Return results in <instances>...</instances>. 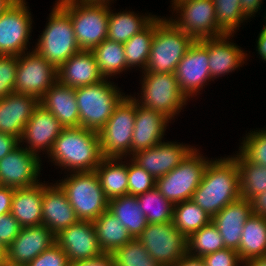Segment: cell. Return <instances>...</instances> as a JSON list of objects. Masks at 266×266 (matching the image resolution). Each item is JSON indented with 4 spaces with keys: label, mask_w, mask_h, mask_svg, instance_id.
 I'll use <instances>...</instances> for the list:
<instances>
[{
    "label": "cell",
    "mask_w": 266,
    "mask_h": 266,
    "mask_svg": "<svg viewBox=\"0 0 266 266\" xmlns=\"http://www.w3.org/2000/svg\"><path fill=\"white\" fill-rule=\"evenodd\" d=\"M230 36L234 35L225 34L216 38H208L209 72L213 81L219 76L228 75L242 67L248 57L240 46L230 42Z\"/></svg>",
    "instance_id": "obj_26"
},
{
    "label": "cell",
    "mask_w": 266,
    "mask_h": 266,
    "mask_svg": "<svg viewBox=\"0 0 266 266\" xmlns=\"http://www.w3.org/2000/svg\"><path fill=\"white\" fill-rule=\"evenodd\" d=\"M19 145V139L14 135L0 132V159Z\"/></svg>",
    "instance_id": "obj_49"
},
{
    "label": "cell",
    "mask_w": 266,
    "mask_h": 266,
    "mask_svg": "<svg viewBox=\"0 0 266 266\" xmlns=\"http://www.w3.org/2000/svg\"><path fill=\"white\" fill-rule=\"evenodd\" d=\"M56 3L70 16L81 50H92L107 39L109 5L79 0H57Z\"/></svg>",
    "instance_id": "obj_6"
},
{
    "label": "cell",
    "mask_w": 266,
    "mask_h": 266,
    "mask_svg": "<svg viewBox=\"0 0 266 266\" xmlns=\"http://www.w3.org/2000/svg\"><path fill=\"white\" fill-rule=\"evenodd\" d=\"M196 147L172 171L156 180V188L173 205L191 200L201 183L209 159L200 154Z\"/></svg>",
    "instance_id": "obj_10"
},
{
    "label": "cell",
    "mask_w": 266,
    "mask_h": 266,
    "mask_svg": "<svg viewBox=\"0 0 266 266\" xmlns=\"http://www.w3.org/2000/svg\"><path fill=\"white\" fill-rule=\"evenodd\" d=\"M93 225L100 249L104 253H112L133 239L122 222L108 210L95 219Z\"/></svg>",
    "instance_id": "obj_32"
},
{
    "label": "cell",
    "mask_w": 266,
    "mask_h": 266,
    "mask_svg": "<svg viewBox=\"0 0 266 266\" xmlns=\"http://www.w3.org/2000/svg\"><path fill=\"white\" fill-rule=\"evenodd\" d=\"M39 104L37 98L16 92L0 99V132L20 139L25 125Z\"/></svg>",
    "instance_id": "obj_22"
},
{
    "label": "cell",
    "mask_w": 266,
    "mask_h": 266,
    "mask_svg": "<svg viewBox=\"0 0 266 266\" xmlns=\"http://www.w3.org/2000/svg\"><path fill=\"white\" fill-rule=\"evenodd\" d=\"M65 252L55 243L51 248L43 251L27 266H69Z\"/></svg>",
    "instance_id": "obj_46"
},
{
    "label": "cell",
    "mask_w": 266,
    "mask_h": 266,
    "mask_svg": "<svg viewBox=\"0 0 266 266\" xmlns=\"http://www.w3.org/2000/svg\"><path fill=\"white\" fill-rule=\"evenodd\" d=\"M83 3H89V4H105V5H110V3L113 0H79Z\"/></svg>",
    "instance_id": "obj_57"
},
{
    "label": "cell",
    "mask_w": 266,
    "mask_h": 266,
    "mask_svg": "<svg viewBox=\"0 0 266 266\" xmlns=\"http://www.w3.org/2000/svg\"><path fill=\"white\" fill-rule=\"evenodd\" d=\"M241 197L238 164L231 156L210 159L191 200L211 218Z\"/></svg>",
    "instance_id": "obj_1"
},
{
    "label": "cell",
    "mask_w": 266,
    "mask_h": 266,
    "mask_svg": "<svg viewBox=\"0 0 266 266\" xmlns=\"http://www.w3.org/2000/svg\"><path fill=\"white\" fill-rule=\"evenodd\" d=\"M18 56L0 55V99L15 92Z\"/></svg>",
    "instance_id": "obj_44"
},
{
    "label": "cell",
    "mask_w": 266,
    "mask_h": 266,
    "mask_svg": "<svg viewBox=\"0 0 266 266\" xmlns=\"http://www.w3.org/2000/svg\"><path fill=\"white\" fill-rule=\"evenodd\" d=\"M39 37L36 47L32 49L56 69L81 50L75 38L70 16L57 3L52 8L48 23Z\"/></svg>",
    "instance_id": "obj_5"
},
{
    "label": "cell",
    "mask_w": 266,
    "mask_h": 266,
    "mask_svg": "<svg viewBox=\"0 0 266 266\" xmlns=\"http://www.w3.org/2000/svg\"><path fill=\"white\" fill-rule=\"evenodd\" d=\"M263 0H240L241 10L249 19L261 10Z\"/></svg>",
    "instance_id": "obj_52"
},
{
    "label": "cell",
    "mask_w": 266,
    "mask_h": 266,
    "mask_svg": "<svg viewBox=\"0 0 266 266\" xmlns=\"http://www.w3.org/2000/svg\"><path fill=\"white\" fill-rule=\"evenodd\" d=\"M161 266H174L187 254V237L170 223H148L137 238Z\"/></svg>",
    "instance_id": "obj_11"
},
{
    "label": "cell",
    "mask_w": 266,
    "mask_h": 266,
    "mask_svg": "<svg viewBox=\"0 0 266 266\" xmlns=\"http://www.w3.org/2000/svg\"><path fill=\"white\" fill-rule=\"evenodd\" d=\"M124 158L103 157L95 172L99 178L101 188L110 200L128 195L127 161Z\"/></svg>",
    "instance_id": "obj_29"
},
{
    "label": "cell",
    "mask_w": 266,
    "mask_h": 266,
    "mask_svg": "<svg viewBox=\"0 0 266 266\" xmlns=\"http://www.w3.org/2000/svg\"><path fill=\"white\" fill-rule=\"evenodd\" d=\"M211 221L212 218L192 200L177 203L173 207L174 227L186 237Z\"/></svg>",
    "instance_id": "obj_36"
},
{
    "label": "cell",
    "mask_w": 266,
    "mask_h": 266,
    "mask_svg": "<svg viewBox=\"0 0 266 266\" xmlns=\"http://www.w3.org/2000/svg\"><path fill=\"white\" fill-rule=\"evenodd\" d=\"M236 154L232 157L238 164L240 195L251 200L266 191V166L248 161L239 151Z\"/></svg>",
    "instance_id": "obj_34"
},
{
    "label": "cell",
    "mask_w": 266,
    "mask_h": 266,
    "mask_svg": "<svg viewBox=\"0 0 266 266\" xmlns=\"http://www.w3.org/2000/svg\"><path fill=\"white\" fill-rule=\"evenodd\" d=\"M118 88L106 78L92 85L75 88L79 126L99 132L126 96Z\"/></svg>",
    "instance_id": "obj_4"
},
{
    "label": "cell",
    "mask_w": 266,
    "mask_h": 266,
    "mask_svg": "<svg viewBox=\"0 0 266 266\" xmlns=\"http://www.w3.org/2000/svg\"><path fill=\"white\" fill-rule=\"evenodd\" d=\"M14 192L15 188L0 186V216L10 213Z\"/></svg>",
    "instance_id": "obj_50"
},
{
    "label": "cell",
    "mask_w": 266,
    "mask_h": 266,
    "mask_svg": "<svg viewBox=\"0 0 266 266\" xmlns=\"http://www.w3.org/2000/svg\"><path fill=\"white\" fill-rule=\"evenodd\" d=\"M174 266H205L202 257L185 254Z\"/></svg>",
    "instance_id": "obj_54"
},
{
    "label": "cell",
    "mask_w": 266,
    "mask_h": 266,
    "mask_svg": "<svg viewBox=\"0 0 266 266\" xmlns=\"http://www.w3.org/2000/svg\"><path fill=\"white\" fill-rule=\"evenodd\" d=\"M141 78V99H137L135 95L133 97L140 106L153 109L174 120V116L188 104L174 73H142Z\"/></svg>",
    "instance_id": "obj_8"
},
{
    "label": "cell",
    "mask_w": 266,
    "mask_h": 266,
    "mask_svg": "<svg viewBox=\"0 0 266 266\" xmlns=\"http://www.w3.org/2000/svg\"><path fill=\"white\" fill-rule=\"evenodd\" d=\"M222 249L223 238L212 221L187 237V254L191 256L203 257Z\"/></svg>",
    "instance_id": "obj_39"
},
{
    "label": "cell",
    "mask_w": 266,
    "mask_h": 266,
    "mask_svg": "<svg viewBox=\"0 0 266 266\" xmlns=\"http://www.w3.org/2000/svg\"><path fill=\"white\" fill-rule=\"evenodd\" d=\"M63 128L58 119L39 104L25 125L19 144L26 143L25 148L38 157L40 152L49 154Z\"/></svg>",
    "instance_id": "obj_19"
},
{
    "label": "cell",
    "mask_w": 266,
    "mask_h": 266,
    "mask_svg": "<svg viewBox=\"0 0 266 266\" xmlns=\"http://www.w3.org/2000/svg\"><path fill=\"white\" fill-rule=\"evenodd\" d=\"M136 197L148 223H170L173 221L174 205L156 187Z\"/></svg>",
    "instance_id": "obj_38"
},
{
    "label": "cell",
    "mask_w": 266,
    "mask_h": 266,
    "mask_svg": "<svg viewBox=\"0 0 266 266\" xmlns=\"http://www.w3.org/2000/svg\"><path fill=\"white\" fill-rule=\"evenodd\" d=\"M243 266H266V255L249 259Z\"/></svg>",
    "instance_id": "obj_55"
},
{
    "label": "cell",
    "mask_w": 266,
    "mask_h": 266,
    "mask_svg": "<svg viewBox=\"0 0 266 266\" xmlns=\"http://www.w3.org/2000/svg\"><path fill=\"white\" fill-rule=\"evenodd\" d=\"M40 105L51 112L64 128L79 127L75 88L65 86L57 80L40 100Z\"/></svg>",
    "instance_id": "obj_27"
},
{
    "label": "cell",
    "mask_w": 266,
    "mask_h": 266,
    "mask_svg": "<svg viewBox=\"0 0 266 266\" xmlns=\"http://www.w3.org/2000/svg\"><path fill=\"white\" fill-rule=\"evenodd\" d=\"M169 118L161 113L144 108L136 102L134 130L131 142V156L138 151L154 147L164 138Z\"/></svg>",
    "instance_id": "obj_23"
},
{
    "label": "cell",
    "mask_w": 266,
    "mask_h": 266,
    "mask_svg": "<svg viewBox=\"0 0 266 266\" xmlns=\"http://www.w3.org/2000/svg\"><path fill=\"white\" fill-rule=\"evenodd\" d=\"M47 156L69 173L95 171L103 159L99 133L80 126L63 128Z\"/></svg>",
    "instance_id": "obj_2"
},
{
    "label": "cell",
    "mask_w": 266,
    "mask_h": 266,
    "mask_svg": "<svg viewBox=\"0 0 266 266\" xmlns=\"http://www.w3.org/2000/svg\"><path fill=\"white\" fill-rule=\"evenodd\" d=\"M111 254L115 266H161L149 255L137 238L115 249Z\"/></svg>",
    "instance_id": "obj_40"
},
{
    "label": "cell",
    "mask_w": 266,
    "mask_h": 266,
    "mask_svg": "<svg viewBox=\"0 0 266 266\" xmlns=\"http://www.w3.org/2000/svg\"><path fill=\"white\" fill-rule=\"evenodd\" d=\"M205 266H239L244 265L237 250L225 248L202 257Z\"/></svg>",
    "instance_id": "obj_45"
},
{
    "label": "cell",
    "mask_w": 266,
    "mask_h": 266,
    "mask_svg": "<svg viewBox=\"0 0 266 266\" xmlns=\"http://www.w3.org/2000/svg\"><path fill=\"white\" fill-rule=\"evenodd\" d=\"M185 1H188V0H172V10L178 5L180 4L181 2H185Z\"/></svg>",
    "instance_id": "obj_60"
},
{
    "label": "cell",
    "mask_w": 266,
    "mask_h": 266,
    "mask_svg": "<svg viewBox=\"0 0 266 266\" xmlns=\"http://www.w3.org/2000/svg\"><path fill=\"white\" fill-rule=\"evenodd\" d=\"M69 266H115V264L112 254L103 252L94 258L74 261Z\"/></svg>",
    "instance_id": "obj_48"
},
{
    "label": "cell",
    "mask_w": 266,
    "mask_h": 266,
    "mask_svg": "<svg viewBox=\"0 0 266 266\" xmlns=\"http://www.w3.org/2000/svg\"><path fill=\"white\" fill-rule=\"evenodd\" d=\"M155 18L150 55L142 73H174L187 49L195 41L169 18Z\"/></svg>",
    "instance_id": "obj_3"
},
{
    "label": "cell",
    "mask_w": 266,
    "mask_h": 266,
    "mask_svg": "<svg viewBox=\"0 0 266 266\" xmlns=\"http://www.w3.org/2000/svg\"><path fill=\"white\" fill-rule=\"evenodd\" d=\"M155 33V19L142 31L135 34L124 45L126 66L139 67L145 70L151 50V43Z\"/></svg>",
    "instance_id": "obj_37"
},
{
    "label": "cell",
    "mask_w": 266,
    "mask_h": 266,
    "mask_svg": "<svg viewBox=\"0 0 266 266\" xmlns=\"http://www.w3.org/2000/svg\"><path fill=\"white\" fill-rule=\"evenodd\" d=\"M177 18H169L179 29L194 40L216 38L226 33L218 26L213 0H188L174 9ZM173 18V19H172Z\"/></svg>",
    "instance_id": "obj_14"
},
{
    "label": "cell",
    "mask_w": 266,
    "mask_h": 266,
    "mask_svg": "<svg viewBox=\"0 0 266 266\" xmlns=\"http://www.w3.org/2000/svg\"><path fill=\"white\" fill-rule=\"evenodd\" d=\"M31 51L18 56L15 92L40 101L58 80V70L35 50Z\"/></svg>",
    "instance_id": "obj_13"
},
{
    "label": "cell",
    "mask_w": 266,
    "mask_h": 266,
    "mask_svg": "<svg viewBox=\"0 0 266 266\" xmlns=\"http://www.w3.org/2000/svg\"><path fill=\"white\" fill-rule=\"evenodd\" d=\"M238 253L243 262L266 255V217L251 214L246 220Z\"/></svg>",
    "instance_id": "obj_33"
},
{
    "label": "cell",
    "mask_w": 266,
    "mask_h": 266,
    "mask_svg": "<svg viewBox=\"0 0 266 266\" xmlns=\"http://www.w3.org/2000/svg\"><path fill=\"white\" fill-rule=\"evenodd\" d=\"M0 266H26V265L14 263L5 258L4 260L0 261Z\"/></svg>",
    "instance_id": "obj_58"
},
{
    "label": "cell",
    "mask_w": 266,
    "mask_h": 266,
    "mask_svg": "<svg viewBox=\"0 0 266 266\" xmlns=\"http://www.w3.org/2000/svg\"><path fill=\"white\" fill-rule=\"evenodd\" d=\"M6 258V247L0 242V261Z\"/></svg>",
    "instance_id": "obj_59"
},
{
    "label": "cell",
    "mask_w": 266,
    "mask_h": 266,
    "mask_svg": "<svg viewBox=\"0 0 266 266\" xmlns=\"http://www.w3.org/2000/svg\"><path fill=\"white\" fill-rule=\"evenodd\" d=\"M78 221L66 192L58 182L52 185L43 183L42 225L47 226L56 235Z\"/></svg>",
    "instance_id": "obj_21"
},
{
    "label": "cell",
    "mask_w": 266,
    "mask_h": 266,
    "mask_svg": "<svg viewBox=\"0 0 266 266\" xmlns=\"http://www.w3.org/2000/svg\"><path fill=\"white\" fill-rule=\"evenodd\" d=\"M157 15H138L133 11L114 13L109 5L107 39L124 44L135 34L145 29Z\"/></svg>",
    "instance_id": "obj_30"
},
{
    "label": "cell",
    "mask_w": 266,
    "mask_h": 266,
    "mask_svg": "<svg viewBox=\"0 0 266 266\" xmlns=\"http://www.w3.org/2000/svg\"><path fill=\"white\" fill-rule=\"evenodd\" d=\"M190 146L163 140L154 147L136 152L129 158L157 180L172 171L188 156L194 149Z\"/></svg>",
    "instance_id": "obj_17"
},
{
    "label": "cell",
    "mask_w": 266,
    "mask_h": 266,
    "mask_svg": "<svg viewBox=\"0 0 266 266\" xmlns=\"http://www.w3.org/2000/svg\"><path fill=\"white\" fill-rule=\"evenodd\" d=\"M266 15V13H265ZM266 19V16H265ZM266 22V20H264ZM257 47H256V51H258V55H260L259 57L266 61V24L263 25L258 37H257Z\"/></svg>",
    "instance_id": "obj_53"
},
{
    "label": "cell",
    "mask_w": 266,
    "mask_h": 266,
    "mask_svg": "<svg viewBox=\"0 0 266 266\" xmlns=\"http://www.w3.org/2000/svg\"><path fill=\"white\" fill-rule=\"evenodd\" d=\"M243 139L239 152L248 161L266 166V129L250 131Z\"/></svg>",
    "instance_id": "obj_42"
},
{
    "label": "cell",
    "mask_w": 266,
    "mask_h": 266,
    "mask_svg": "<svg viewBox=\"0 0 266 266\" xmlns=\"http://www.w3.org/2000/svg\"><path fill=\"white\" fill-rule=\"evenodd\" d=\"M57 70L58 81L71 88L92 85L105 79L91 50H80Z\"/></svg>",
    "instance_id": "obj_25"
},
{
    "label": "cell",
    "mask_w": 266,
    "mask_h": 266,
    "mask_svg": "<svg viewBox=\"0 0 266 266\" xmlns=\"http://www.w3.org/2000/svg\"><path fill=\"white\" fill-rule=\"evenodd\" d=\"M56 244L65 252L69 263L97 257L100 249L92 221L79 220L55 235Z\"/></svg>",
    "instance_id": "obj_18"
},
{
    "label": "cell",
    "mask_w": 266,
    "mask_h": 266,
    "mask_svg": "<svg viewBox=\"0 0 266 266\" xmlns=\"http://www.w3.org/2000/svg\"><path fill=\"white\" fill-rule=\"evenodd\" d=\"M43 183L15 188L10 213L21 227L42 225Z\"/></svg>",
    "instance_id": "obj_28"
},
{
    "label": "cell",
    "mask_w": 266,
    "mask_h": 266,
    "mask_svg": "<svg viewBox=\"0 0 266 266\" xmlns=\"http://www.w3.org/2000/svg\"><path fill=\"white\" fill-rule=\"evenodd\" d=\"M108 211L122 222L132 238H138L148 224L136 196L124 195L110 199Z\"/></svg>",
    "instance_id": "obj_31"
},
{
    "label": "cell",
    "mask_w": 266,
    "mask_h": 266,
    "mask_svg": "<svg viewBox=\"0 0 266 266\" xmlns=\"http://www.w3.org/2000/svg\"><path fill=\"white\" fill-rule=\"evenodd\" d=\"M16 0H0V15Z\"/></svg>",
    "instance_id": "obj_56"
},
{
    "label": "cell",
    "mask_w": 266,
    "mask_h": 266,
    "mask_svg": "<svg viewBox=\"0 0 266 266\" xmlns=\"http://www.w3.org/2000/svg\"><path fill=\"white\" fill-rule=\"evenodd\" d=\"M128 195L138 196L156 187L155 178L131 158L127 163Z\"/></svg>",
    "instance_id": "obj_43"
},
{
    "label": "cell",
    "mask_w": 266,
    "mask_h": 266,
    "mask_svg": "<svg viewBox=\"0 0 266 266\" xmlns=\"http://www.w3.org/2000/svg\"><path fill=\"white\" fill-rule=\"evenodd\" d=\"M252 214L266 217V191L259 193L251 200Z\"/></svg>",
    "instance_id": "obj_51"
},
{
    "label": "cell",
    "mask_w": 266,
    "mask_h": 266,
    "mask_svg": "<svg viewBox=\"0 0 266 266\" xmlns=\"http://www.w3.org/2000/svg\"><path fill=\"white\" fill-rule=\"evenodd\" d=\"M136 114V101L126 95L115 107L112 116L98 132L103 157H131V142Z\"/></svg>",
    "instance_id": "obj_9"
},
{
    "label": "cell",
    "mask_w": 266,
    "mask_h": 266,
    "mask_svg": "<svg viewBox=\"0 0 266 266\" xmlns=\"http://www.w3.org/2000/svg\"><path fill=\"white\" fill-rule=\"evenodd\" d=\"M179 88L190 100L211 80L209 72L208 38L195 40L187 49L174 72Z\"/></svg>",
    "instance_id": "obj_15"
},
{
    "label": "cell",
    "mask_w": 266,
    "mask_h": 266,
    "mask_svg": "<svg viewBox=\"0 0 266 266\" xmlns=\"http://www.w3.org/2000/svg\"><path fill=\"white\" fill-rule=\"evenodd\" d=\"M251 214V201L240 197L212 217V222L223 238L225 248L239 250L243 226Z\"/></svg>",
    "instance_id": "obj_24"
},
{
    "label": "cell",
    "mask_w": 266,
    "mask_h": 266,
    "mask_svg": "<svg viewBox=\"0 0 266 266\" xmlns=\"http://www.w3.org/2000/svg\"><path fill=\"white\" fill-rule=\"evenodd\" d=\"M26 0H16L0 15V55L20 56L28 52L32 28Z\"/></svg>",
    "instance_id": "obj_12"
},
{
    "label": "cell",
    "mask_w": 266,
    "mask_h": 266,
    "mask_svg": "<svg viewBox=\"0 0 266 266\" xmlns=\"http://www.w3.org/2000/svg\"><path fill=\"white\" fill-rule=\"evenodd\" d=\"M92 53L95 57L99 70L104 78L108 79L118 75L127 69L124 45L109 39H105L97 47H94Z\"/></svg>",
    "instance_id": "obj_35"
},
{
    "label": "cell",
    "mask_w": 266,
    "mask_h": 266,
    "mask_svg": "<svg viewBox=\"0 0 266 266\" xmlns=\"http://www.w3.org/2000/svg\"><path fill=\"white\" fill-rule=\"evenodd\" d=\"M218 26L226 34H234L248 18L241 10L240 0H213Z\"/></svg>",
    "instance_id": "obj_41"
},
{
    "label": "cell",
    "mask_w": 266,
    "mask_h": 266,
    "mask_svg": "<svg viewBox=\"0 0 266 266\" xmlns=\"http://www.w3.org/2000/svg\"><path fill=\"white\" fill-rule=\"evenodd\" d=\"M21 226L11 213L0 216V242L7 248L19 235Z\"/></svg>",
    "instance_id": "obj_47"
},
{
    "label": "cell",
    "mask_w": 266,
    "mask_h": 266,
    "mask_svg": "<svg viewBox=\"0 0 266 266\" xmlns=\"http://www.w3.org/2000/svg\"><path fill=\"white\" fill-rule=\"evenodd\" d=\"M41 157L20 144L0 159V186L26 188L39 183Z\"/></svg>",
    "instance_id": "obj_16"
},
{
    "label": "cell",
    "mask_w": 266,
    "mask_h": 266,
    "mask_svg": "<svg viewBox=\"0 0 266 266\" xmlns=\"http://www.w3.org/2000/svg\"><path fill=\"white\" fill-rule=\"evenodd\" d=\"M55 243V234L47 226L21 227L19 235L6 248V258L27 266Z\"/></svg>",
    "instance_id": "obj_20"
},
{
    "label": "cell",
    "mask_w": 266,
    "mask_h": 266,
    "mask_svg": "<svg viewBox=\"0 0 266 266\" xmlns=\"http://www.w3.org/2000/svg\"><path fill=\"white\" fill-rule=\"evenodd\" d=\"M59 181L79 220L93 222L108 210L109 199L95 171L72 172Z\"/></svg>",
    "instance_id": "obj_7"
}]
</instances>
